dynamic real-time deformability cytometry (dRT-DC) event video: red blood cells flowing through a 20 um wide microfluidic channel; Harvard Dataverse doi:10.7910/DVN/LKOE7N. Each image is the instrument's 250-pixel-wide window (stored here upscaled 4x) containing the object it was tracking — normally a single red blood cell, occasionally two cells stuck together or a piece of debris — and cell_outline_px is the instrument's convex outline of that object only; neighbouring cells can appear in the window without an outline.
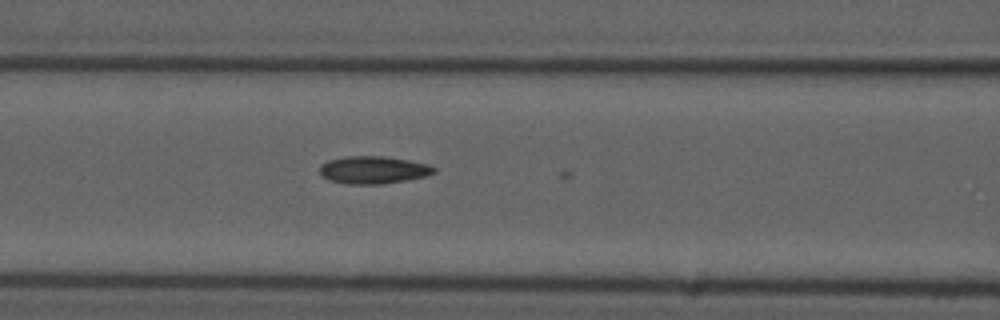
{"species": "common noctule bat (a hibernating species)", "species_latin": "Nyctalus noctula", "temperature_condition": "cold", "stored_images_in_passage": 8, "camera_frame_rate_fps": 3000, "um_per_image_px": 0.085, "animal": {"sex": "male", "forearm_length_mm": 52.5}, "frame": {"image": 1, "passage_image": 6, "time_ms": 1.667, "image_size_px": [1000, 320], "cell_outline_px": [[436, 172], [424, 176], [408, 180], [380, 184], [344, 184], [328, 180], [320, 172], [320, 164], [328, 160], [348, 156], [384, 156], [408, 160], [428, 164], [436, 168]], "centroid_in_image_um": [31.72, 14.44], "position_along_channel_um": 134.9, "area_um2": 18.38}}